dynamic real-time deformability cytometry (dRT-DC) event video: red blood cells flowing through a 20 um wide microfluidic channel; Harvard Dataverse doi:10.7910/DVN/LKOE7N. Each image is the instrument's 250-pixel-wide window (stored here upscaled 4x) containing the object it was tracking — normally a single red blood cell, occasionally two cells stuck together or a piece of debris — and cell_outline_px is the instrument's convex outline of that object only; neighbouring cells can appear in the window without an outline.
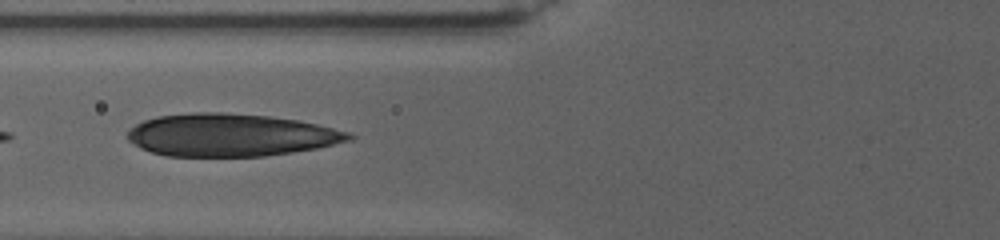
{"species": "human", "species_latin": "Homo sapiens", "temperature_condition": "warm", "stored_images_in_passage": 5, "camera_frame_rate_fps": 3000, "um_per_image_px": 0.085, "donor": {"sex": "female"}, "frame": {"image": 1, "passage_image": 4, "time_ms": 2.667, "image_size_px": [1000, 240], "cell_outline_px": [[356, 136], [352, 140], [316, 148], [292, 152], [264, 156], [168, 156], [152, 152], [140, 148], [132, 144], [128, 140], [128, 128], [144, 120], [156, 116], [192, 112], [224, 112], [268, 116], [296, 120], [316, 124], [348, 132]], "centroid_in_image_um": [19.56, 11.47], "position_along_channel_um": 106.2, "area_um2": 54.97}}